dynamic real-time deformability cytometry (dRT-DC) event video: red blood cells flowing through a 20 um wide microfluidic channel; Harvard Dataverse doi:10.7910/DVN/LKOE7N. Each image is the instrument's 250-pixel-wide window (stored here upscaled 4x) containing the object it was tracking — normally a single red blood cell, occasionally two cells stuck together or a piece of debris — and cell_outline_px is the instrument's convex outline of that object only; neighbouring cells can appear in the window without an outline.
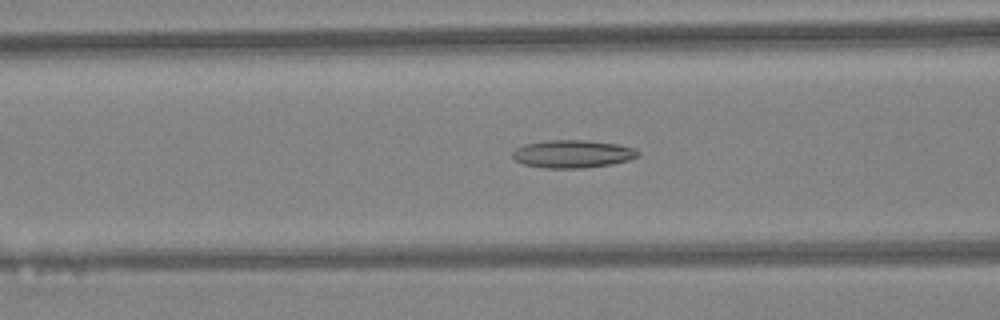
{"species": "Egyptian fruit bat (a non-hibernating species)", "species_latin": "Rousettus aegyptiacus", "temperature_condition": "warm", "stored_images_in_passage": 46, "camera_frame_rate_fps": 3000, "um_per_image_px": 0.085, "animal": {"sex": "female"}, "frame": {"image": 1, "passage_image": 19, "time_ms": 6.0, "image_size_px": [1000, 320], "cell_outline_px": [[640, 156], [628, 160], [612, 164], [584, 168], [544, 168], [524, 164], [516, 160], [512, 156], [512, 152], [516, 148], [524, 144], [548, 140], [588, 140], [616, 144], [636, 148], [640, 152]], "centroid_in_image_um": [48.69, 13.08], "position_along_channel_um": 117.9, "area_um2": 20.46}}
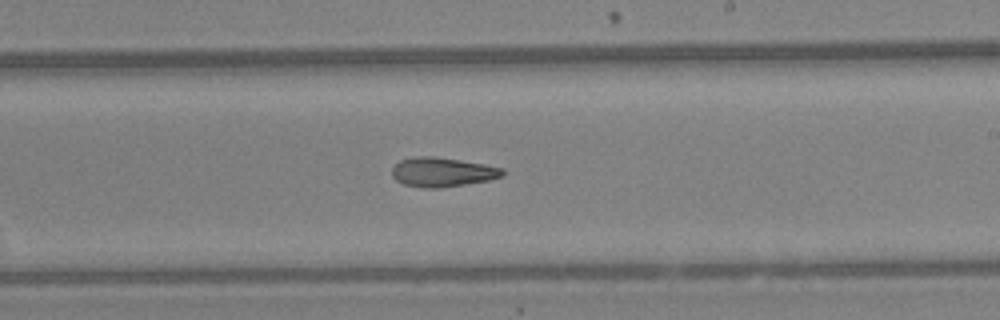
{"frame": {"image": 2, "passage_image": 28, "time_ms": 9.0, "image_size_px": [1000, 320], "cell_outline_px": [[504, 176], [488, 180], [440, 188], [424, 188], [404, 184], [396, 180], [392, 176], [392, 168], [400, 160], [416, 156], [436, 156], [484, 164], [504, 168]], "centroid_in_image_um": [37.6, 14.62], "position_along_channel_um": 251.4, "area_um2": 18.9}}
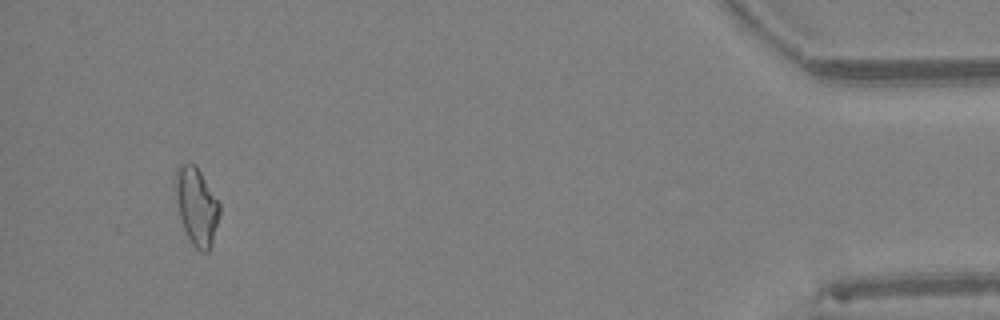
{"frame": {"image": 3, "passage_image": 44, "time_ms": 14.333, "image_size_px": [1000, 320], "cell_outline_px": [[220, 216], [212, 244], [208, 252], [200, 252], [192, 244], [184, 228], [180, 216], [176, 200], [176, 168], [180, 164], [196, 164], [220, 204]], "centroid_in_image_um": [16.73, 17.55], "position_along_channel_um": 418.5, "area_um2": 19.77}}